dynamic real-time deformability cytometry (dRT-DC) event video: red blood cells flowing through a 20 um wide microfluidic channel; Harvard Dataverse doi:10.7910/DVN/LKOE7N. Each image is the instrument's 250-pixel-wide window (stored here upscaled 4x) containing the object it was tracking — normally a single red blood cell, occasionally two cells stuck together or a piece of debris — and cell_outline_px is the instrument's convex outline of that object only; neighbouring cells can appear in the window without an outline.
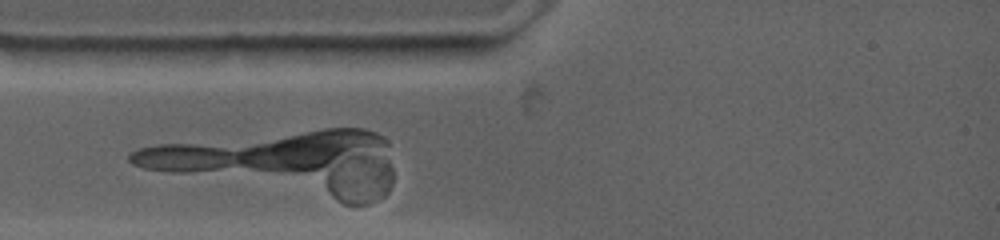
{"species": "common noctule bat (a hibernating species)", "species_latin": "Nyctalus noctula", "temperature_condition": "warm", "stored_images_in_passage": 2, "camera_frame_rate_fps": 4500, "um_per_image_px": 0.085, "animal": {"sex": "female", "body_mass_g": 19.0, "forearm_length_mm": 53.3}, "frame": {"image": 1, "passage_image": 1, "time_ms": 0.0, "image_size_px": [1000, 240], "cell_outline_px": [[444, 44], [432, 64], [312, 56], [280, 48], [292, 44]], "centroid_in_image_um": [31.64, 4.4], "position_along_channel_um": 53.4, "area_um2": 16.42}}